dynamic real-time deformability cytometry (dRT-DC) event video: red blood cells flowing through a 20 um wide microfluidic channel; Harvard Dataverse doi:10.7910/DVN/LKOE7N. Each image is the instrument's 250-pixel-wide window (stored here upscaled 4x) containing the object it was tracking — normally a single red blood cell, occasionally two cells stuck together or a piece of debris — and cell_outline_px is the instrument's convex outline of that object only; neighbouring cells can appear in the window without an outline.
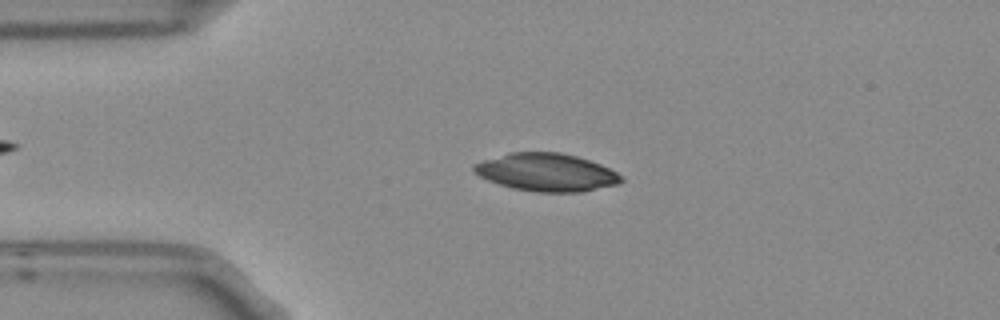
{"species": "Egyptian fruit bat (a non-hibernating species)", "species_latin": "Rousettus aegyptiacus", "temperature_condition": "room temperature", "stored_images_in_passage": 4, "camera_frame_rate_fps": 3000, "um_per_image_px": 0.085, "frame": {"image": 1, "passage_image": 3, "time_ms": 0.667, "image_size_px": [1000, 320], "cell_outline_px": [[624, 180], [616, 184], [580, 192], [536, 192], [512, 188], [488, 180], [472, 172], [472, 164], [508, 152], [560, 152], [576, 156], [600, 164], [624, 176]], "centroid_in_image_um": [46.42, 14.64], "position_along_channel_um": 38.6, "area_um2": 32.43}}